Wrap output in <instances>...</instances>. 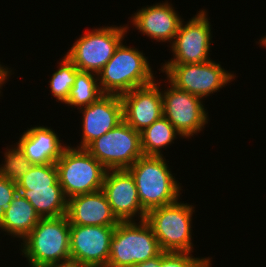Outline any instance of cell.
I'll use <instances>...</instances> for the list:
<instances>
[{"label": "cell", "instance_id": "2e32d148", "mask_svg": "<svg viewBox=\"0 0 266 267\" xmlns=\"http://www.w3.org/2000/svg\"><path fill=\"white\" fill-rule=\"evenodd\" d=\"M132 25L142 35L156 40V42L172 43L182 22L181 16L167 2L142 7L131 17Z\"/></svg>", "mask_w": 266, "mask_h": 267}, {"label": "cell", "instance_id": "8992f818", "mask_svg": "<svg viewBox=\"0 0 266 267\" xmlns=\"http://www.w3.org/2000/svg\"><path fill=\"white\" fill-rule=\"evenodd\" d=\"M55 164L67 200L102 189L106 169L86 149L67 145Z\"/></svg>", "mask_w": 266, "mask_h": 267}, {"label": "cell", "instance_id": "603a6c76", "mask_svg": "<svg viewBox=\"0 0 266 267\" xmlns=\"http://www.w3.org/2000/svg\"><path fill=\"white\" fill-rule=\"evenodd\" d=\"M77 67L64 55L59 68L56 70L49 81L51 93L56 101L65 103L68 100L72 86L74 85Z\"/></svg>", "mask_w": 266, "mask_h": 267}, {"label": "cell", "instance_id": "484cf974", "mask_svg": "<svg viewBox=\"0 0 266 267\" xmlns=\"http://www.w3.org/2000/svg\"><path fill=\"white\" fill-rule=\"evenodd\" d=\"M211 259L192 256L191 252H160V267H211Z\"/></svg>", "mask_w": 266, "mask_h": 267}, {"label": "cell", "instance_id": "52a82bcc", "mask_svg": "<svg viewBox=\"0 0 266 267\" xmlns=\"http://www.w3.org/2000/svg\"><path fill=\"white\" fill-rule=\"evenodd\" d=\"M128 28L127 25L92 28L65 55L78 70L98 74L124 40Z\"/></svg>", "mask_w": 266, "mask_h": 267}, {"label": "cell", "instance_id": "f546056e", "mask_svg": "<svg viewBox=\"0 0 266 267\" xmlns=\"http://www.w3.org/2000/svg\"><path fill=\"white\" fill-rule=\"evenodd\" d=\"M11 71L12 70H10V68L4 67L2 66V64H0V89H2V86L4 83H6V80L10 78L9 76L12 75ZM0 94H1V90H0Z\"/></svg>", "mask_w": 266, "mask_h": 267}, {"label": "cell", "instance_id": "cb8c5ba5", "mask_svg": "<svg viewBox=\"0 0 266 267\" xmlns=\"http://www.w3.org/2000/svg\"><path fill=\"white\" fill-rule=\"evenodd\" d=\"M4 158V163L0 165V176L15 183L33 166L17 143L5 151Z\"/></svg>", "mask_w": 266, "mask_h": 267}, {"label": "cell", "instance_id": "ac0fdd59", "mask_svg": "<svg viewBox=\"0 0 266 267\" xmlns=\"http://www.w3.org/2000/svg\"><path fill=\"white\" fill-rule=\"evenodd\" d=\"M16 143L33 165L55 163L67 147L52 128L40 125L28 128Z\"/></svg>", "mask_w": 266, "mask_h": 267}, {"label": "cell", "instance_id": "4fadbf2b", "mask_svg": "<svg viewBox=\"0 0 266 267\" xmlns=\"http://www.w3.org/2000/svg\"><path fill=\"white\" fill-rule=\"evenodd\" d=\"M101 190L119 221H133L137 215L139 220L146 218L134 178L127 169L106 170Z\"/></svg>", "mask_w": 266, "mask_h": 267}, {"label": "cell", "instance_id": "277c9868", "mask_svg": "<svg viewBox=\"0 0 266 267\" xmlns=\"http://www.w3.org/2000/svg\"><path fill=\"white\" fill-rule=\"evenodd\" d=\"M120 221L110 241L107 267H131L157 256L162 250L147 221Z\"/></svg>", "mask_w": 266, "mask_h": 267}, {"label": "cell", "instance_id": "7402d4cb", "mask_svg": "<svg viewBox=\"0 0 266 267\" xmlns=\"http://www.w3.org/2000/svg\"><path fill=\"white\" fill-rule=\"evenodd\" d=\"M103 93L99 87L98 74L77 70L74 85L64 103L78 109L95 102Z\"/></svg>", "mask_w": 266, "mask_h": 267}, {"label": "cell", "instance_id": "5b68a950", "mask_svg": "<svg viewBox=\"0 0 266 267\" xmlns=\"http://www.w3.org/2000/svg\"><path fill=\"white\" fill-rule=\"evenodd\" d=\"M179 201L149 210L145 220L153 229L162 251L192 253L191 224L195 207Z\"/></svg>", "mask_w": 266, "mask_h": 267}, {"label": "cell", "instance_id": "d4e9b609", "mask_svg": "<svg viewBox=\"0 0 266 267\" xmlns=\"http://www.w3.org/2000/svg\"><path fill=\"white\" fill-rule=\"evenodd\" d=\"M16 184L17 188H40L60 185L56 164L33 165Z\"/></svg>", "mask_w": 266, "mask_h": 267}, {"label": "cell", "instance_id": "83f0119b", "mask_svg": "<svg viewBox=\"0 0 266 267\" xmlns=\"http://www.w3.org/2000/svg\"><path fill=\"white\" fill-rule=\"evenodd\" d=\"M43 267H88V266L78 262L75 259L69 258Z\"/></svg>", "mask_w": 266, "mask_h": 267}, {"label": "cell", "instance_id": "8fae6325", "mask_svg": "<svg viewBox=\"0 0 266 267\" xmlns=\"http://www.w3.org/2000/svg\"><path fill=\"white\" fill-rule=\"evenodd\" d=\"M170 84L161 91L163 100V116L166 117L182 138H191L200 133L208 124L209 117L205 111L202 98L176 88Z\"/></svg>", "mask_w": 266, "mask_h": 267}, {"label": "cell", "instance_id": "7a4b0ae2", "mask_svg": "<svg viewBox=\"0 0 266 267\" xmlns=\"http://www.w3.org/2000/svg\"><path fill=\"white\" fill-rule=\"evenodd\" d=\"M144 55L143 51L125 46L122 41L112 58L98 73L101 92L122 95L156 81L148 58Z\"/></svg>", "mask_w": 266, "mask_h": 267}, {"label": "cell", "instance_id": "6da1fadb", "mask_svg": "<svg viewBox=\"0 0 266 267\" xmlns=\"http://www.w3.org/2000/svg\"><path fill=\"white\" fill-rule=\"evenodd\" d=\"M127 170L134 178L141 206L146 212L180 198L181 185L163 155H143Z\"/></svg>", "mask_w": 266, "mask_h": 267}, {"label": "cell", "instance_id": "4316f807", "mask_svg": "<svg viewBox=\"0 0 266 267\" xmlns=\"http://www.w3.org/2000/svg\"><path fill=\"white\" fill-rule=\"evenodd\" d=\"M17 193V184L0 176V223L4 219L6 208Z\"/></svg>", "mask_w": 266, "mask_h": 267}, {"label": "cell", "instance_id": "9c48e42d", "mask_svg": "<svg viewBox=\"0 0 266 267\" xmlns=\"http://www.w3.org/2000/svg\"><path fill=\"white\" fill-rule=\"evenodd\" d=\"M160 70L173 86L202 99L220 91L235 78L212 59L203 63L163 64Z\"/></svg>", "mask_w": 266, "mask_h": 267}, {"label": "cell", "instance_id": "f1b7e54d", "mask_svg": "<svg viewBox=\"0 0 266 267\" xmlns=\"http://www.w3.org/2000/svg\"><path fill=\"white\" fill-rule=\"evenodd\" d=\"M131 267H160V253L144 262L137 263Z\"/></svg>", "mask_w": 266, "mask_h": 267}, {"label": "cell", "instance_id": "ffe728a7", "mask_svg": "<svg viewBox=\"0 0 266 267\" xmlns=\"http://www.w3.org/2000/svg\"><path fill=\"white\" fill-rule=\"evenodd\" d=\"M17 189L18 193L31 203L40 218L66 215L67 198L61 185Z\"/></svg>", "mask_w": 266, "mask_h": 267}, {"label": "cell", "instance_id": "e0dca14e", "mask_svg": "<svg viewBox=\"0 0 266 267\" xmlns=\"http://www.w3.org/2000/svg\"><path fill=\"white\" fill-rule=\"evenodd\" d=\"M66 216L70 225L117 226L120 222L102 190L68 199Z\"/></svg>", "mask_w": 266, "mask_h": 267}, {"label": "cell", "instance_id": "d6986e66", "mask_svg": "<svg viewBox=\"0 0 266 267\" xmlns=\"http://www.w3.org/2000/svg\"><path fill=\"white\" fill-rule=\"evenodd\" d=\"M40 217L31 203L19 193L13 198L5 210L0 230L13 238L24 239L39 222Z\"/></svg>", "mask_w": 266, "mask_h": 267}, {"label": "cell", "instance_id": "5bb4252c", "mask_svg": "<svg viewBox=\"0 0 266 267\" xmlns=\"http://www.w3.org/2000/svg\"><path fill=\"white\" fill-rule=\"evenodd\" d=\"M161 88L155 81L120 95L123 120L136 131H143L163 116Z\"/></svg>", "mask_w": 266, "mask_h": 267}, {"label": "cell", "instance_id": "9a60e30c", "mask_svg": "<svg viewBox=\"0 0 266 267\" xmlns=\"http://www.w3.org/2000/svg\"><path fill=\"white\" fill-rule=\"evenodd\" d=\"M82 113V139L77 148L85 149L92 141L123 121L120 95L103 94L92 104L79 109Z\"/></svg>", "mask_w": 266, "mask_h": 267}, {"label": "cell", "instance_id": "44dd1931", "mask_svg": "<svg viewBox=\"0 0 266 267\" xmlns=\"http://www.w3.org/2000/svg\"><path fill=\"white\" fill-rule=\"evenodd\" d=\"M182 135L164 116L141 131V148L144 155L161 156L162 148L174 143L175 138Z\"/></svg>", "mask_w": 266, "mask_h": 267}, {"label": "cell", "instance_id": "7c38bea8", "mask_svg": "<svg viewBox=\"0 0 266 267\" xmlns=\"http://www.w3.org/2000/svg\"><path fill=\"white\" fill-rule=\"evenodd\" d=\"M115 226L70 225V258L88 267H107Z\"/></svg>", "mask_w": 266, "mask_h": 267}, {"label": "cell", "instance_id": "30bf717a", "mask_svg": "<svg viewBox=\"0 0 266 267\" xmlns=\"http://www.w3.org/2000/svg\"><path fill=\"white\" fill-rule=\"evenodd\" d=\"M184 23L171 43L173 57L164 64H191L210 61L209 52L212 40L211 23L205 9Z\"/></svg>", "mask_w": 266, "mask_h": 267}, {"label": "cell", "instance_id": "ba28073f", "mask_svg": "<svg viewBox=\"0 0 266 267\" xmlns=\"http://www.w3.org/2000/svg\"><path fill=\"white\" fill-rule=\"evenodd\" d=\"M106 170L128 169L143 156L141 132L124 120L85 148Z\"/></svg>", "mask_w": 266, "mask_h": 267}, {"label": "cell", "instance_id": "3957f363", "mask_svg": "<svg viewBox=\"0 0 266 267\" xmlns=\"http://www.w3.org/2000/svg\"><path fill=\"white\" fill-rule=\"evenodd\" d=\"M21 255L30 267H43L70 258V222L66 215L40 218L22 240Z\"/></svg>", "mask_w": 266, "mask_h": 267}, {"label": "cell", "instance_id": "4dcf8cb0", "mask_svg": "<svg viewBox=\"0 0 266 267\" xmlns=\"http://www.w3.org/2000/svg\"><path fill=\"white\" fill-rule=\"evenodd\" d=\"M259 44L266 48V35L259 40Z\"/></svg>", "mask_w": 266, "mask_h": 267}]
</instances>
